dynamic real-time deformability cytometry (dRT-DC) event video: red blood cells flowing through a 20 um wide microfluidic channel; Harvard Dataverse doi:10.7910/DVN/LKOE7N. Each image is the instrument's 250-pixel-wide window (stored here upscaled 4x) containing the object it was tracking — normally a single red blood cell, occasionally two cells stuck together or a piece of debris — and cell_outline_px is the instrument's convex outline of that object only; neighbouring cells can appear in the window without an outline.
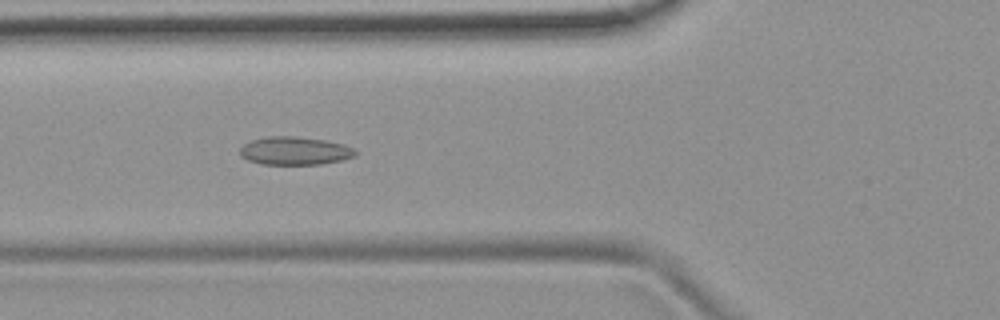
{"species": "common noctule bat (a hibernating species)", "species_latin": "Nyctalus noctula", "temperature_condition": "room temperature", "stored_images_in_passage": 34, "camera_frame_rate_fps": 3000, "um_per_image_px": 0.085, "animal": {"sex": "female", "body_mass_g": 19.9}, "frame": {"image": 1, "passage_image": 20, "time_ms": 6.333, "image_size_px": [1000, 320], "cell_outline_px": [[356, 156], [340, 160], [320, 164], [264, 164], [248, 160], [240, 156], [240, 148], [244, 144], [252, 140], [268, 136], [296, 136], [324, 140], [344, 144], [352, 148], [356, 152]], "centroid_in_image_um": [25.04, 12.81], "position_along_channel_um": 100.8, "area_um2": 18.79}}
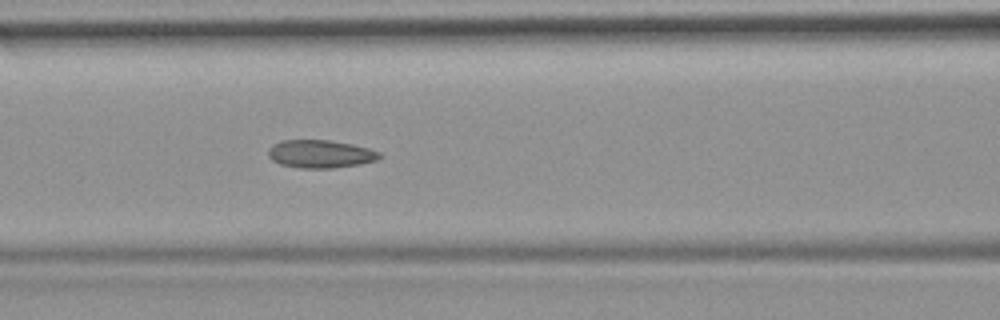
{"frame": {"image": 2, "passage_image": 23, "time_ms": 7.333, "image_size_px": [1000, 320], "cell_outline_px": [[380, 156], [376, 160], [360, 164], [332, 168], [300, 168], [280, 164], [272, 160], [268, 156], [268, 148], [272, 144], [280, 140], [328, 140], [352, 144], [368, 148], [380, 152]], "centroid_in_image_um": [27.19, 13.08], "position_along_channel_um": 139.4, "area_um2": 18.15}}
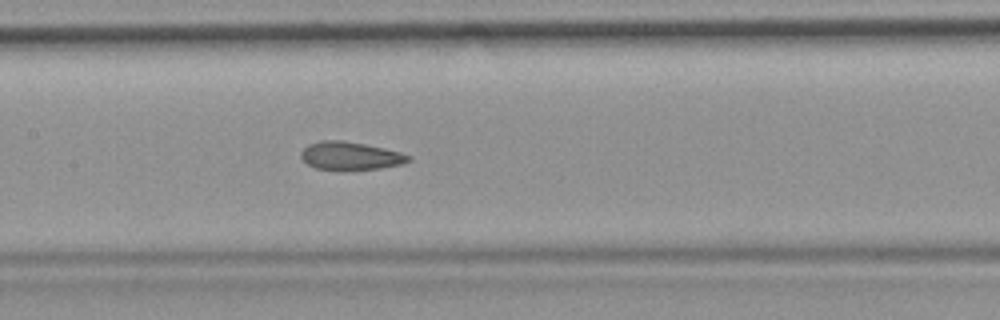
{"frame": {"image": 3, "passage_image": 26, "time_ms": 8.333, "image_size_px": [1000, 320], "cell_outline_px": [[412, 160], [404, 164], [380, 168], [344, 172], [316, 168], [308, 164], [300, 156], [300, 152], [308, 144], [324, 140], [340, 140], [364, 144], [384, 148], [400, 152], [412, 156]], "centroid_in_image_um": [29.8, 13.28], "position_along_channel_um": 177.6, "area_um2": 18.03}}